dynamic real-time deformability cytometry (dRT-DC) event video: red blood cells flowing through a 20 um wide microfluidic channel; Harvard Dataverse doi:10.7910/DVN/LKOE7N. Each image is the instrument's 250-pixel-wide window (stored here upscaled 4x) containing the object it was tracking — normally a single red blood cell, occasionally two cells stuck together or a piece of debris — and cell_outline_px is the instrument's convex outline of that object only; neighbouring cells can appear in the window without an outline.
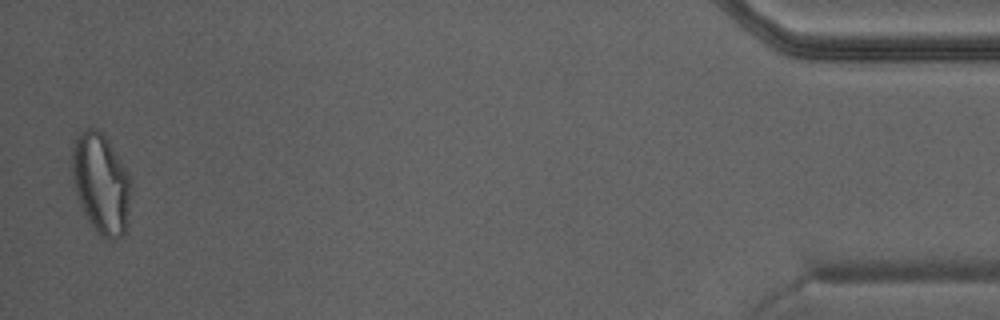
{"species": "Egyptian fruit bat (a non-hibernating species)", "species_latin": "Rousettus aegyptiacus", "temperature_condition": "warm", "stored_images_in_passage": 42, "camera_frame_rate_fps": 3000, "um_per_image_px": 0.085, "animal": {"sex": "male"}, "frame": {"image": 1, "passage_image": 42, "time_ms": 13.667, "image_size_px": [1000, 320], "cell_outline_px": [[128, 212], [124, 236], [116, 240], [108, 240], [100, 236], [92, 228], [76, 196], [72, 176], [72, 148], [76, 136], [80, 132], [88, 128], [96, 128], [108, 140], [124, 168], [128, 176]], "centroid_in_image_um": [8.53, 15.63], "position_along_channel_um": 426.7, "area_um2": 33.87}}